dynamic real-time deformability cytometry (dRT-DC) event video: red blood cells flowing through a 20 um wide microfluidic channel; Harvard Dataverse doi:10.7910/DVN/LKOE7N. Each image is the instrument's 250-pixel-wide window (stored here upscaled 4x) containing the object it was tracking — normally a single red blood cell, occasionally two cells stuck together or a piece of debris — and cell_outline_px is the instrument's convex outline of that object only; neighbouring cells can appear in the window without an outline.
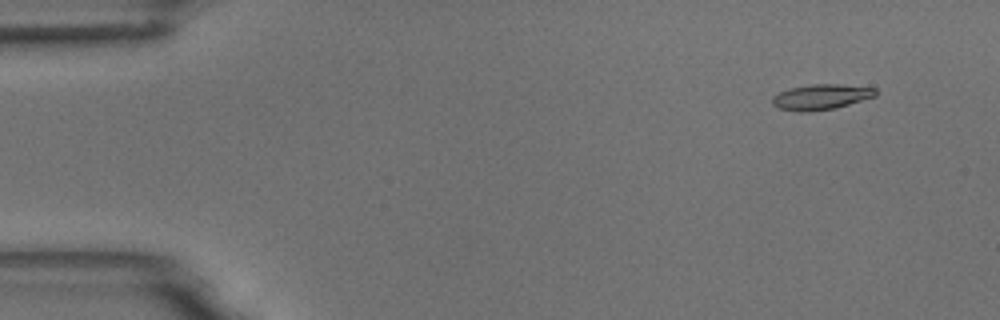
{"species": "common noctule bat (a hibernating species)", "species_latin": "Nyctalus noctula", "temperature_condition": "room temperature", "stored_images_in_passage": 51, "camera_frame_rate_fps": 3000, "um_per_image_px": 0.085, "animal": {"sex": "male", "body_mass_g": 18.8}, "frame": {"image": 1, "passage_image": 2, "time_ms": 0.333, "image_size_px": [1000, 320], "cell_outline_px": [[876, 96], [836, 108], [808, 112], [800, 112], [780, 108], [772, 104], [772, 96], [788, 88], [812, 84], [840, 84], [876, 88]], "centroid_in_image_um": [69.78, 8.24], "position_along_channel_um": 15.2, "area_um2": 15.32}}
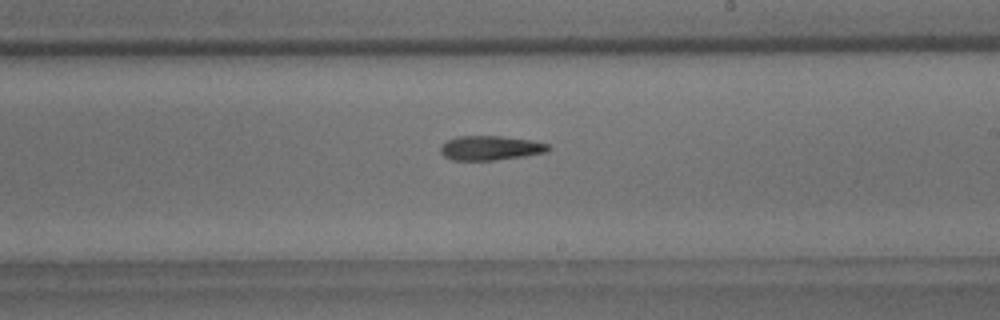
{"frame": {"image": 2, "passage_image": 29, "time_ms": 9.333, "image_size_px": [1000, 320], "cell_outline_px": [[552, 148], [548, 152], [524, 156], [496, 160], [452, 160], [444, 156], [440, 152], [440, 148], [448, 140], [456, 136], [500, 136], [528, 140], [548, 144]], "centroid_in_image_um": [41.69, 12.58], "position_along_channel_um": 247.3, "area_um2": 15.26}}
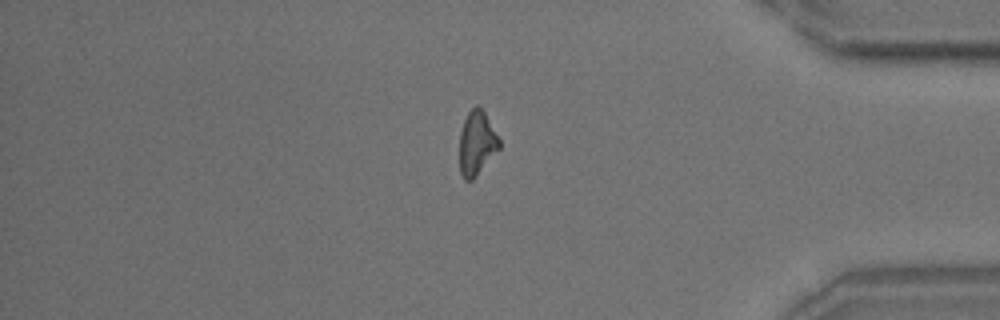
{"frame": {"image": 3, "passage_image": 43, "time_ms": 14.0, "image_size_px": [1000, 320], "cell_outline_px": [[500, 148], [472, 180], [464, 180], [460, 172], [460, 132], [464, 120], [468, 112], [476, 104], [484, 112], [500, 140]], "centroid_in_image_um": [40.52, 12.17], "position_along_channel_um": 394.7, "area_um2": 14.62}, "authors_computed_cell_mechanics": {"area_um2": 15.317, "velocity_mm_per_s": 3.7481, "shape_relaxation_time_tau1_ms": 9.6011, "shape_relaxation_time_tau2_ms": 3.4233, "deformation_change_tau1": 0.2325, "deformation_change_tau2": 0.1361}}